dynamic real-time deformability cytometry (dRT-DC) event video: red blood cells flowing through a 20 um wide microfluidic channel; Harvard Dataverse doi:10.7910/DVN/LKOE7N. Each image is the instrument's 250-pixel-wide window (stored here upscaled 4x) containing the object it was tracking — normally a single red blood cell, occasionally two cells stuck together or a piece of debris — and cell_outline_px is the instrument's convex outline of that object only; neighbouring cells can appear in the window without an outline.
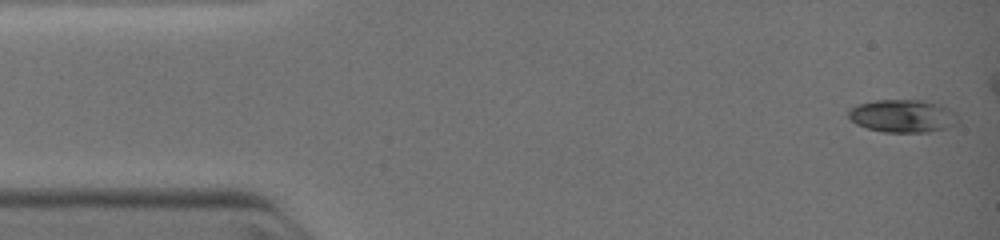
{"species": "common noctule bat (a hibernating species)", "species_latin": "Nyctalus noctula", "temperature_condition": "warm", "stored_images_in_passage": 31, "camera_frame_rate_fps": 3000, "um_per_image_px": 0.085, "animal": {"sex": "female", "body_mass_g": 19.0, "forearm_length_mm": 51.5}, "frame": {"image": 1, "passage_image": 1, "time_ms": 0.0, "image_size_px": [1000, 240], "cell_outline_px": [[956, 124], [948, 128], [928, 132], [884, 132], [868, 128], [856, 124], [848, 116], [848, 108], [860, 104], [876, 100], [928, 100], [940, 104], [956, 112]], "centroid_in_image_um": [76.74, 9.85], "position_along_channel_um": 8.3, "area_um2": 21.04}}
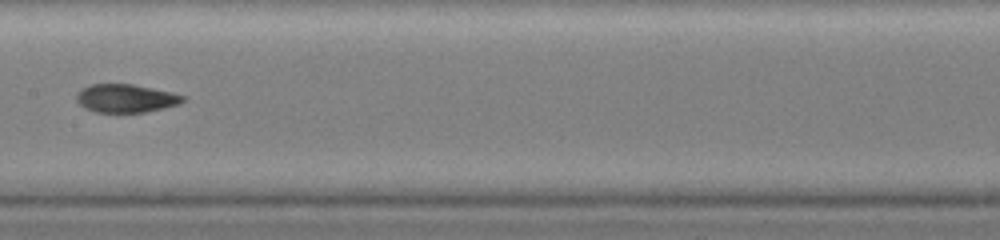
{"frame": {"image": 2, "passage_image": 20, "time_ms": 6.0, "image_size_px": [1000, 240], "cell_outline_px": [[188, 96], [180, 104], [164, 108], [144, 112], [96, 112], [84, 108], [76, 100], [76, 92], [92, 84], [132, 84], [172, 92]], "centroid_in_image_um": [10.72, 8.36], "position_along_channel_um": 196.7, "area_um2": 17.57}}
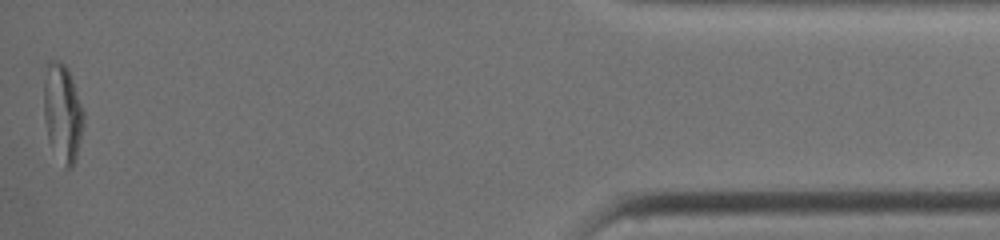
{"frame": {"image": 3, "passage_image": 31, "time_ms": 12.333, "image_size_px": [1000, 240], "cell_outline_px": [[84, 124], [76, 160], [72, 168], [64, 168], [48, 140], [44, 120], [44, 80], [48, 60], [60, 60], [68, 68], [84, 112]], "centroid_in_image_um": [5.32, 9.6], "position_along_channel_um": 429.9, "area_um2": 22.89}}